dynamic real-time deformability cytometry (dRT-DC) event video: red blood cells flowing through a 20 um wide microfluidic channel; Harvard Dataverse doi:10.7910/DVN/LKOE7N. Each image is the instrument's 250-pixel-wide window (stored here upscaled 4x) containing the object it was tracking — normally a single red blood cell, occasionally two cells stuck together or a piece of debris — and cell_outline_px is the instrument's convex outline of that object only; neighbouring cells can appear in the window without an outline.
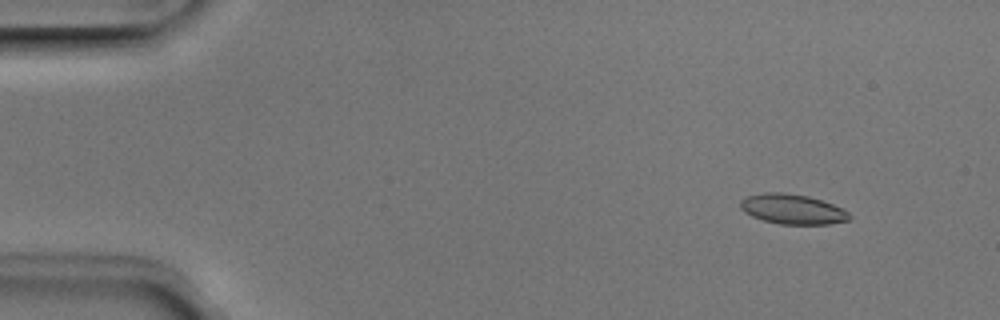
{"species": "Egyptian fruit bat (a non-hibernating species)", "species_latin": "Rousettus aegyptiacus", "temperature_condition": "room temperature", "stored_images_in_passage": 52, "camera_frame_rate_fps": 3000, "um_per_image_px": 0.085, "animal": {"sex": "male"}, "frame": {"image": 1, "passage_image": 6, "time_ms": 1.667, "image_size_px": [1000, 320], "cell_outline_px": [[852, 216], [848, 220], [828, 224], [780, 224], [764, 220], [752, 216], [744, 212], [740, 208], [740, 200], [748, 196], [764, 192], [784, 192], [808, 196], [832, 204], [848, 212]], "centroid_in_image_um": [67.33, 17.77], "position_along_channel_um": 17.7, "area_um2": 18.9}}
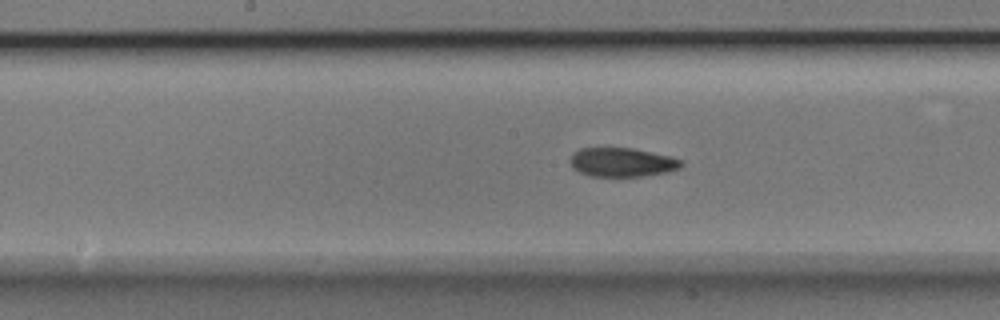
{"frame": {"image": 2, "passage_image": 27, "time_ms": 8.667, "image_size_px": [1000, 320], "cell_outline_px": [[684, 164], [680, 168], [664, 172], [640, 176], [592, 176], [580, 172], [572, 168], [568, 160], [572, 152], [580, 148], [632, 148], [668, 156], [680, 160]], "centroid_in_image_um": [52.79, 13.78], "position_along_channel_um": 195.4, "area_um2": 18.61}}
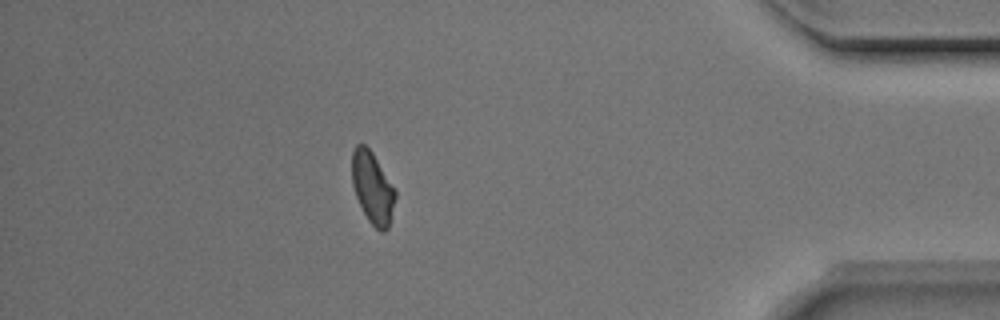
{"frame": {"image": 3, "passage_image": 46, "time_ms": 15.0, "image_size_px": [1000, 320], "cell_outline_px": [[396, 196], [388, 228], [384, 232], [380, 232], [368, 220], [356, 196], [352, 184], [352, 152], [356, 144], [364, 144], [372, 152], [396, 192]], "centroid_in_image_um": [31.65, 15.96], "position_along_channel_um": 403.6, "area_um2": 17.74}, "authors_computed_cell_mechanics": {"area_um2": 18.8717, "velocity_mm_per_s": 3.9627, "shape_relaxation_time_tau1_ms": 10.4317, "shape_relaxation_time_tau2_ms": 2.3578, "deformation_change_tau1": 0.188, "deformation_change_tau2": 0.07}}